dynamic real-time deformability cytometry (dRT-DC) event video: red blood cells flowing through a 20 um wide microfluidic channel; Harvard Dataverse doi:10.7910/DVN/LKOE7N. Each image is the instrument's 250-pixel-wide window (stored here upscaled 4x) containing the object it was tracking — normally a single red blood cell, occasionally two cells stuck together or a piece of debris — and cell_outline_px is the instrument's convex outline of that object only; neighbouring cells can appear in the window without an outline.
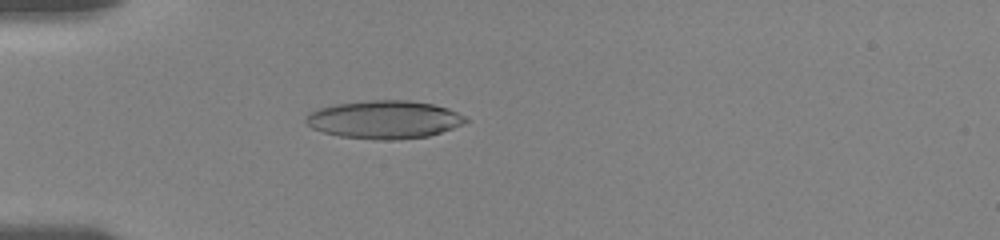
{"species": "human", "species_latin": "Homo sapiens", "temperature_condition": "room temperature", "stored_images_in_passage": 34, "camera_frame_rate_fps": 3000, "um_per_image_px": 0.085, "donor": {"sex": "female"}, "frame": {"image": 1, "passage_image": 26, "time_ms": 5.333, "image_size_px": [1000, 240], "cell_outline_px": [[468, 120], [452, 128], [428, 136], [384, 140], [376, 140], [340, 136], [324, 132], [312, 128], [304, 120], [308, 112], [320, 108], [336, 104], [372, 100], [408, 100], [432, 104], [448, 108], [464, 116]], "centroid_in_image_um": [32.62, 10.16], "position_along_channel_um": 52.4, "area_um2": 35.03}}
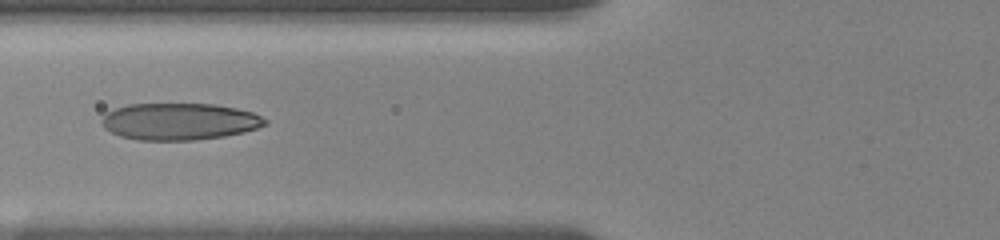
{"frame": {"image": 2, "passage_image": 33, "time_ms": 7.333, "image_size_px": [1000, 240], "cell_outline_px": [[268, 124], [244, 132], [224, 136], [196, 140], [136, 140], [120, 136], [104, 128], [100, 120], [108, 112], [116, 108], [128, 104], [212, 104], [236, 108], [252, 112], [268, 120]], "centroid_in_image_um": [15.25, 10.33], "position_along_channel_um": 110.6, "area_um2": 35.08}}